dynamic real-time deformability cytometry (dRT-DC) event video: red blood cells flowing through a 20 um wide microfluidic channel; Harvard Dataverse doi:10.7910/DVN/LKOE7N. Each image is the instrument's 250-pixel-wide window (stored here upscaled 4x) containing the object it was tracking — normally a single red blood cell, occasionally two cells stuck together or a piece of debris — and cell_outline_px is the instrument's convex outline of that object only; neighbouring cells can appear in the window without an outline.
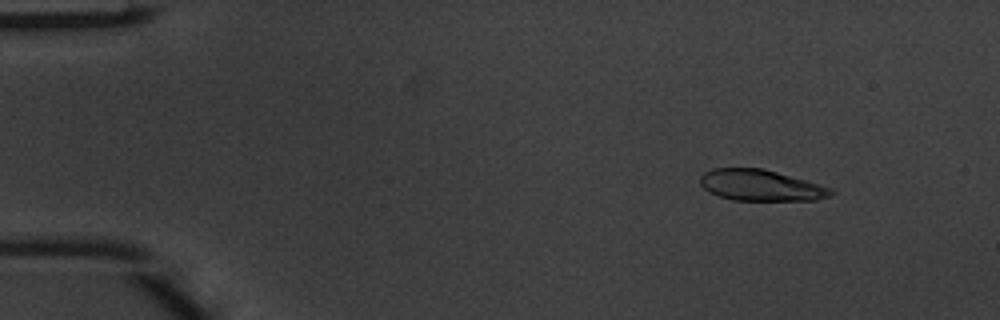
{"species": "common noctule bat (a hibernating species)", "species_latin": "Nyctalus noctula", "temperature_condition": "warm", "stored_images_in_passage": 4, "camera_frame_rate_fps": 3000, "um_per_image_px": 0.085, "animal": {"sex": "male", "body_mass_g": 20.1, "forearm_length_mm": 53.5}, "frame": {"image": 1, "passage_image": 2, "time_ms": 0.333, "image_size_px": [1000, 320], "cell_outline_px": [[836, 192], [832, 196], [816, 200], [732, 200], [708, 192], [700, 184], [700, 176], [704, 172], [712, 168], [764, 168], [832, 188]], "centroid_in_image_um": [64.67, 15.75], "position_along_channel_um": 20.3, "area_um2": 23.81}}
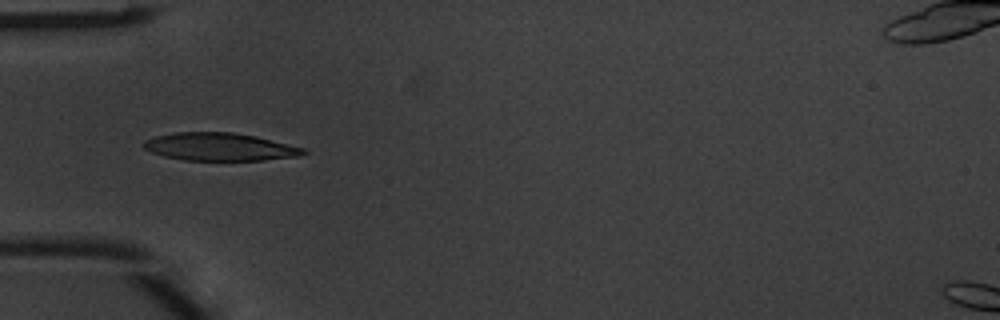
{"frame": {"image": 2, "passage_image": 4, "time_ms": 1.0, "image_size_px": [1000, 320], "cell_outline_px": [[308, 152], [300, 156], [264, 160], [184, 160], [164, 156], [152, 152], [144, 148], [144, 140], [156, 136], [176, 132], [232, 132], [256, 136], [304, 148]], "centroid_in_image_um": [18.69, 12.48], "position_along_channel_um": 66.3, "area_um2": 25.78}}